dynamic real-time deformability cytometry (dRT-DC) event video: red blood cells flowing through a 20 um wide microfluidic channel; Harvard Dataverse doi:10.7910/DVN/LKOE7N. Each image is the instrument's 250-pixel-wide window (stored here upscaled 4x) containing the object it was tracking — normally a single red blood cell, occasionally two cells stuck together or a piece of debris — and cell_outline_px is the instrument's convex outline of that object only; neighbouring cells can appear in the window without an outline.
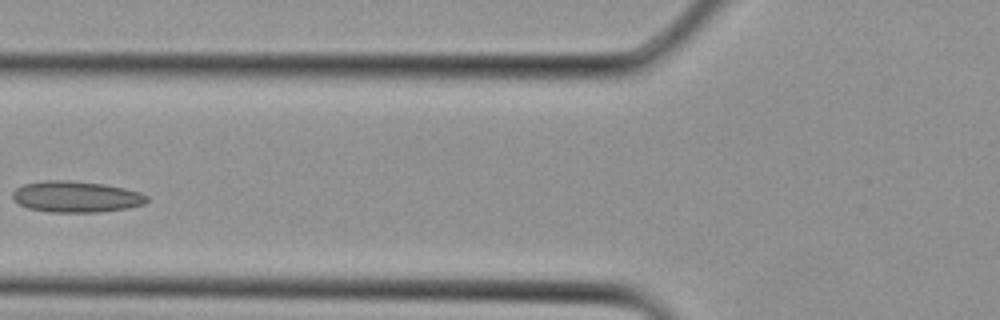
{"species": "Egyptian fruit bat (a non-hibernating species)", "species_latin": "Rousettus aegyptiacus", "temperature_condition": "cold", "stored_images_in_passage": 10, "camera_frame_rate_fps": 3000, "um_per_image_px": 0.085, "animal": {"sex": "female"}, "frame": {"image": 1, "passage_image": 9, "time_ms": 2.667, "image_size_px": [1000, 320], "cell_outline_px": [[148, 200], [144, 204], [124, 208], [100, 212], [48, 212], [28, 208], [12, 200], [12, 192], [16, 188], [24, 184], [48, 180], [68, 180], [104, 184], [124, 188], [140, 192], [148, 196]], "centroid_in_image_um": [6.44, 16.72], "position_along_channel_um": 119.4, "area_um2": 24.39}}